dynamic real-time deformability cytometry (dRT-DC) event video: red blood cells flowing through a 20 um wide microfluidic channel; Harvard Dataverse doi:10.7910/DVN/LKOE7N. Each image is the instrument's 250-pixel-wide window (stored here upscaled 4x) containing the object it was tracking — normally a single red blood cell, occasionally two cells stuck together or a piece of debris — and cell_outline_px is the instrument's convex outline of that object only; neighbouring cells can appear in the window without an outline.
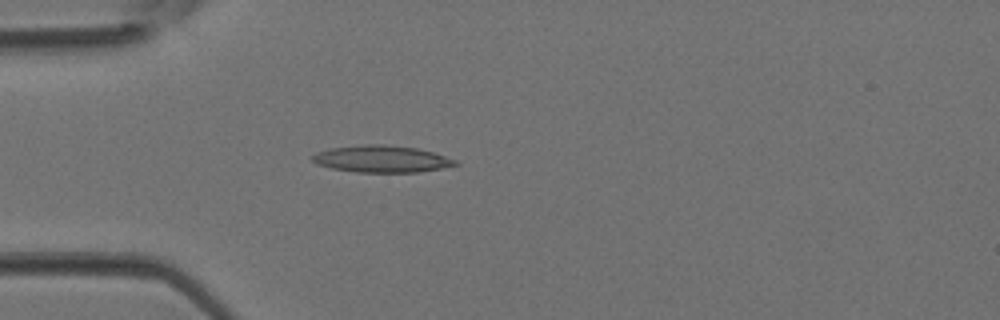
{"species": "Egyptian fruit bat (a non-hibernating species)", "species_latin": "Rousettus aegyptiacus", "temperature_condition": "room temperature", "stored_images_in_passage": 4, "camera_frame_rate_fps": 3000, "um_per_image_px": 0.085, "animal": {"sex": "female"}, "frame": {"image": 1, "passage_image": 4, "time_ms": 1.0, "image_size_px": [1000, 320], "cell_outline_px": [[460, 164], [440, 168], [416, 172], [356, 172], [332, 168], [316, 164], [312, 160], [312, 156], [316, 152], [332, 148], [364, 144], [380, 144], [416, 148], [432, 152], [456, 160]], "centroid_in_image_um": [32.41, 13.51], "position_along_channel_um": 52.6, "area_um2": 22.14}}